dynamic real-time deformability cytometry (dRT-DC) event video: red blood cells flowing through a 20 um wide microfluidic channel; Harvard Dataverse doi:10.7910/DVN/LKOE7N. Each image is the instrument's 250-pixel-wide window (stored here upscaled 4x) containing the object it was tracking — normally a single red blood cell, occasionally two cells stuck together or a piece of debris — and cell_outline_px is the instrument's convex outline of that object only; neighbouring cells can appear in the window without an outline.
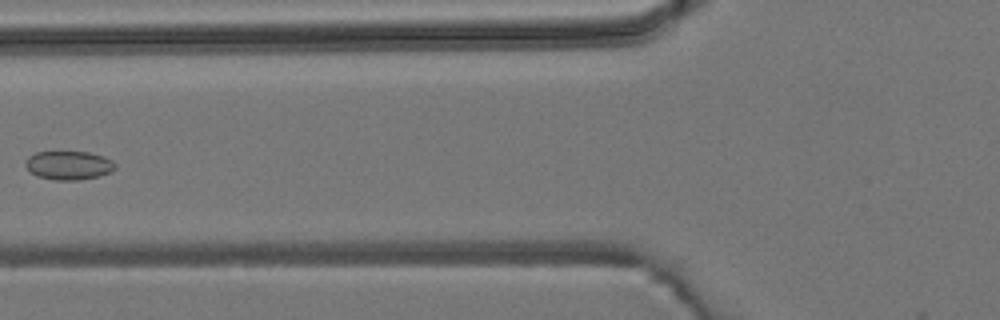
{"species": "common noctule bat (a hibernating species)", "species_latin": "Nyctalus noctula", "temperature_condition": "room temperature", "stored_images_in_passage": 7, "camera_frame_rate_fps": 3000, "um_per_image_px": 0.085, "animal": {"sex": "male", "body_mass_g": 19.2, "forearm_length_mm": 51.8}, "frame": {"image": 1, "passage_image": 6, "time_ms": 6.667, "image_size_px": [1000, 320], "cell_outline_px": [[116, 168], [112, 172], [96, 176], [76, 180], [56, 180], [36, 176], [24, 164], [28, 156], [36, 152], [88, 152], [104, 156], [112, 160], [116, 164]], "centroid_in_image_um": [5.85, 14.04], "position_along_channel_um": 119.9, "area_um2": 14.97}}
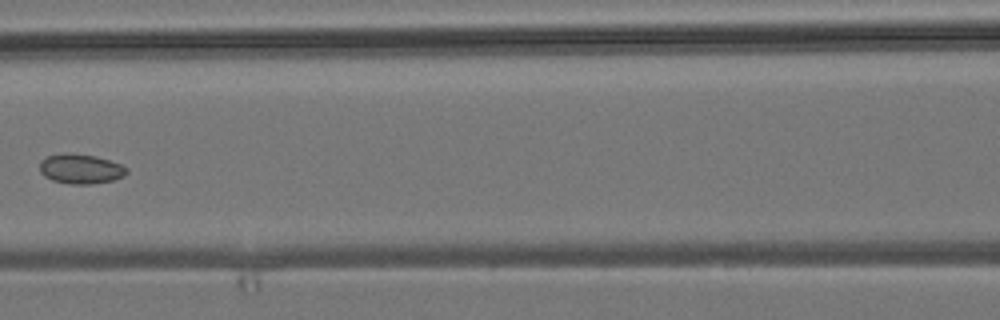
{"frame": {"image": 2, "passage_image": 7, "time_ms": 7.667, "image_size_px": [1000, 320], "cell_outline_px": [[128, 172], [124, 176], [112, 180], [92, 184], [72, 184], [52, 180], [44, 176], [40, 172], [40, 160], [48, 156], [68, 152], [72, 152], [96, 156], [120, 164], [128, 168]], "centroid_in_image_um": [6.85, 14.34], "position_along_channel_um": 159.8, "area_um2": 15.14}}